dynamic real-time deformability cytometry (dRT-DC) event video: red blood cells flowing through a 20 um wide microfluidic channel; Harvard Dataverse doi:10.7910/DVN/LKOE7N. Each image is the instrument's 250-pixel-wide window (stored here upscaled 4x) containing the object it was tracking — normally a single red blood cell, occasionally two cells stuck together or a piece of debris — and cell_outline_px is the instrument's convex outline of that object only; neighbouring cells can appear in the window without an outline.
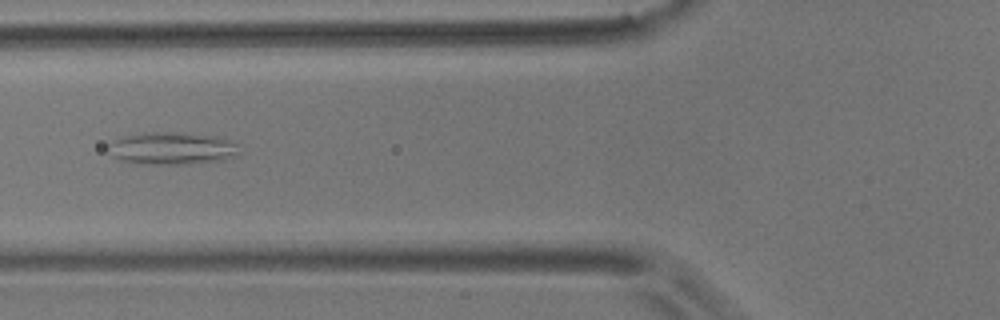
{"species": "common noctule bat (a hibernating species)", "species_latin": "Nyctalus noctula", "temperature_condition": "room temperature", "stored_images_in_passage": 7, "camera_frame_rate_fps": 3000, "um_per_image_px": 0.085, "animal": {"sex": "male", "body_mass_g": 17.9}, "frame": {"image": 1, "passage_image": 5, "time_ms": 1.333, "image_size_px": [1000, 320], "cell_outline_px": [[240, 152], [236, 156], [224, 160], [188, 164], [148, 164], [120, 160], [112, 156], [108, 144], [112, 140], [124, 136], [144, 132], [184, 132], [220, 136], [236, 140]], "centroid_in_image_um": [14.71, 12.59], "position_along_channel_um": 111.1, "area_um2": 25.32}}